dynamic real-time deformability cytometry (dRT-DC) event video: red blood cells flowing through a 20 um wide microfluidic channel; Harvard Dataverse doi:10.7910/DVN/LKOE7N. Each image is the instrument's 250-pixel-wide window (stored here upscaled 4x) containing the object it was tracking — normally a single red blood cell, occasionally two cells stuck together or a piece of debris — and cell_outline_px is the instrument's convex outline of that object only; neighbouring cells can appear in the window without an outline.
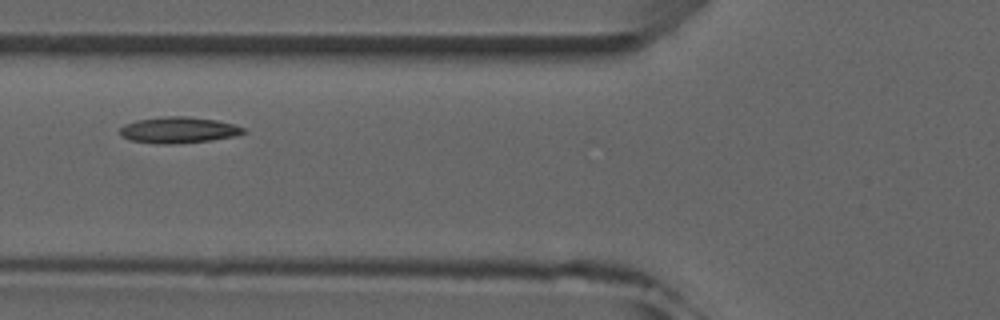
{"species": "common noctule bat (a hibernating species)", "species_latin": "Nyctalus noctula", "temperature_condition": "room temperature", "stored_images_in_passage": 5, "camera_frame_rate_fps": 3000, "um_per_image_px": 0.085, "animal": {"sex": "male", "forearm_length_mm": 52.5}, "frame": {"image": 1, "passage_image": 5, "time_ms": 4.333, "image_size_px": [1000, 320], "cell_outline_px": [[248, 132], [236, 136], [208, 140], [172, 144], [156, 144], [128, 140], [120, 136], [120, 128], [124, 124], [136, 120], [164, 116], [188, 116], [216, 120], [232, 124], [244, 128]], "centroid_in_image_um": [15.13, 11.05], "position_along_channel_um": 110.7, "area_um2": 18.96}}